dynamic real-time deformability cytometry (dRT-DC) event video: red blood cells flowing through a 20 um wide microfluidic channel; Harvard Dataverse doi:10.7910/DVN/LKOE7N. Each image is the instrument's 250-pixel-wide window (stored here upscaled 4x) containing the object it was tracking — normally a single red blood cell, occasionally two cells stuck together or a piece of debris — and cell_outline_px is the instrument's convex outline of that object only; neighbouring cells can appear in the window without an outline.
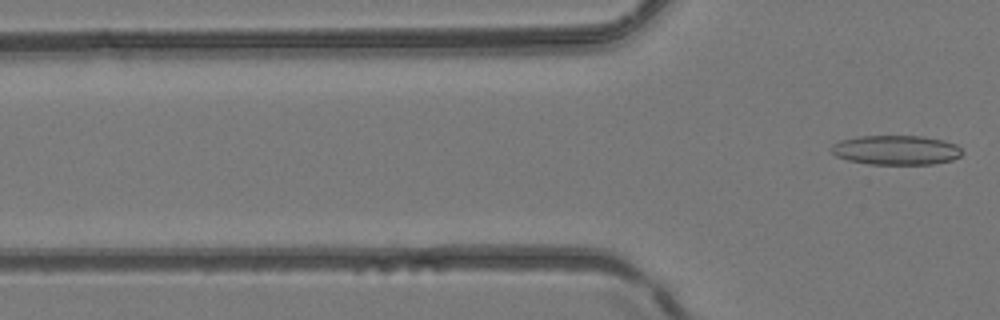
{"species": "common noctule bat (a hibernating species)", "species_latin": "Nyctalus noctula", "temperature_condition": "room temperature", "stored_images_in_passage": 2, "camera_frame_rate_fps": 3000, "um_per_image_px": 0.085, "animal": {"sex": "female", "body_mass_g": 24.6, "forearm_length_mm": 56.2}, "frame": {"image": 1, "passage_image": 2, "time_ms": 0.333, "image_size_px": [1000, 320], "cell_outline_px": [[964, 152], [960, 156], [952, 160], [932, 164], [868, 164], [848, 160], [836, 156], [832, 152], [832, 144], [840, 140], [860, 136], [924, 136], [944, 140], [956, 144]], "centroid_in_image_um": [76.19, 12.75], "position_along_channel_um": 49.6, "area_um2": 22.54}}